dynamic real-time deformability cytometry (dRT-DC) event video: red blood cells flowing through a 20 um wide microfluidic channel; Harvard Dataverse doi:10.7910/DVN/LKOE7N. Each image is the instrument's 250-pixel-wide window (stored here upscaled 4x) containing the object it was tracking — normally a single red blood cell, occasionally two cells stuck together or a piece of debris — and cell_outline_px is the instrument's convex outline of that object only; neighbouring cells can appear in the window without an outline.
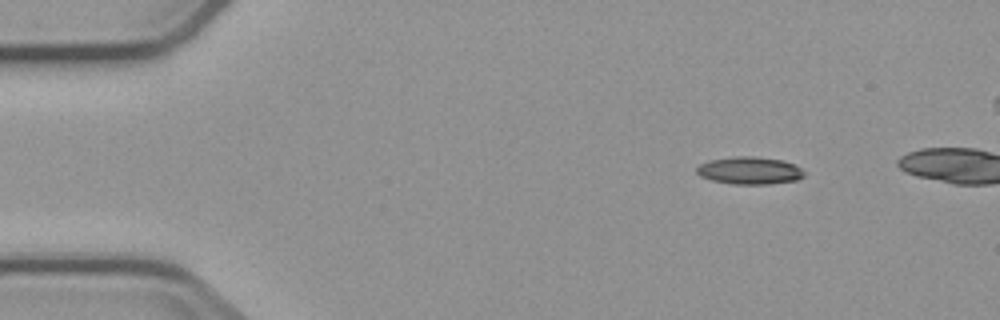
{"species": "common noctule bat (a hibernating species)", "species_latin": "Nyctalus noctula", "temperature_condition": "cold", "stored_images_in_passage": 5, "camera_frame_rate_fps": 3000, "um_per_image_px": 0.085, "animal": {"sex": "male", "body_mass_g": 23.1, "forearm_length_mm": 52.7}, "frame": {"image": 1, "passage_image": 2, "time_ms": 1.333, "image_size_px": [1000, 320], "cell_outline_px": [[804, 176], [796, 180], [768, 184], [732, 184], [712, 180], [700, 176], [696, 172], [696, 168], [700, 164], [708, 160], [736, 156], [752, 156], [780, 160], [792, 164], [800, 168], [804, 172]], "centroid_in_image_um": [63.67, 14.5], "position_along_channel_um": 21.3, "area_um2": 17.05}}